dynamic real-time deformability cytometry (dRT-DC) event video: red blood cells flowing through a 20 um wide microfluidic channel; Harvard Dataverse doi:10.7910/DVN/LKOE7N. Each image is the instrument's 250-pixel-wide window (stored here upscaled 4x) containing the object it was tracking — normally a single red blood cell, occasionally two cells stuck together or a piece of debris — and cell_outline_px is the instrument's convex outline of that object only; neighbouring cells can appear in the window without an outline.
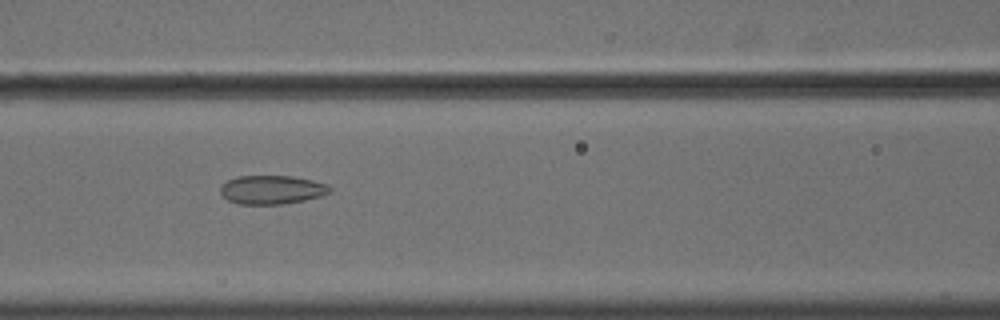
{"species": "common noctule bat (a hibernating species)", "species_latin": "Nyctalus noctula", "temperature_condition": "cold", "stored_images_in_passage": 57, "camera_frame_rate_fps": 3000, "um_per_image_px": 0.085, "animal": {"sex": "male", "body_mass_g": 18.8}, "frame": {"image": 1, "passage_image": 26, "time_ms": 8.333, "image_size_px": [1000, 320], "cell_outline_px": [[332, 192], [320, 196], [304, 200], [284, 204], [240, 204], [228, 200], [220, 192], [220, 184], [236, 176], [292, 176], [312, 180], [328, 184], [332, 188]], "centroid_in_image_um": [23.11, 16.12], "position_along_channel_um": 143.5, "area_um2": 18.44}}
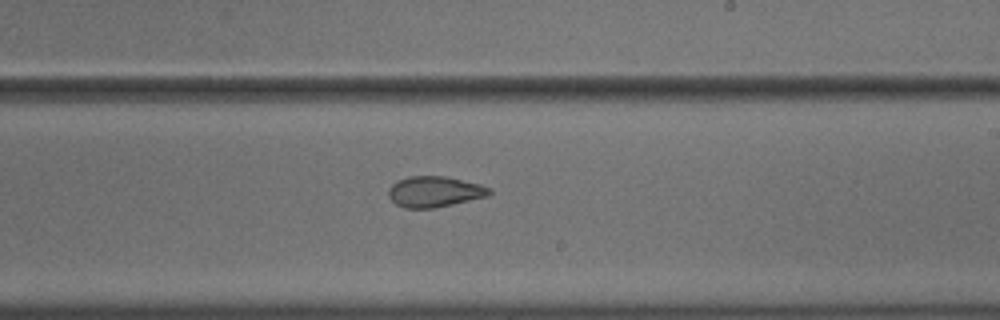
{"frame": {"image": 2, "passage_image": 35, "time_ms": 11.333, "image_size_px": [1000, 320], "cell_outline_px": [[492, 192], [488, 196], [452, 204], [432, 208], [404, 208], [396, 204], [388, 196], [388, 188], [396, 180], [408, 176], [444, 176], [480, 184], [492, 188]], "centroid_in_image_um": [36.92, 16.28], "position_along_channel_um": 252.1, "area_um2": 18.15}}
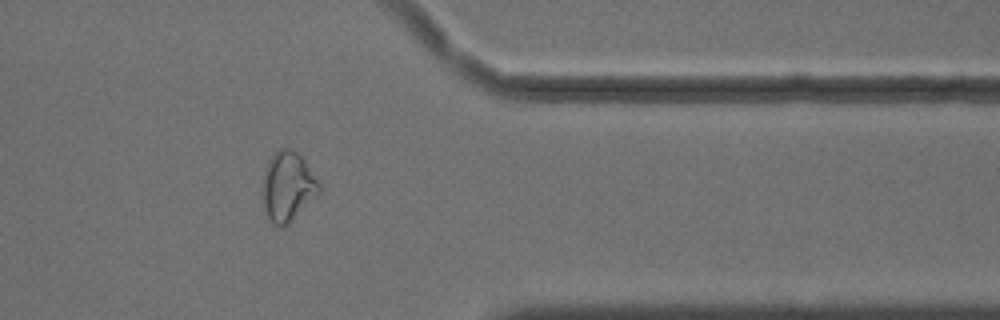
{"frame": {"image": 3, "passage_image": 47, "time_ms": 15.333, "image_size_px": [1000, 320], "cell_outline_px": [[320, 192], [280, 228], [272, 224], [268, 220], [260, 196], [264, 172], [268, 160], [280, 148], [288, 148], [296, 152], [304, 160], [320, 184]], "centroid_in_image_um": [24.39, 15.84], "position_along_channel_um": 387.0, "area_um2": 22.6}, "authors_computed_cell_mechanics": {"area_um2": 22.5998, "velocity_mm_per_s": 3.6262, "shape_relaxation_time_tau1_ms": null, "shape_relaxation_time_tau2_ms": 1.4745, "deformation_change_tau1": null, "deformation_change_tau2": 0.0812}}